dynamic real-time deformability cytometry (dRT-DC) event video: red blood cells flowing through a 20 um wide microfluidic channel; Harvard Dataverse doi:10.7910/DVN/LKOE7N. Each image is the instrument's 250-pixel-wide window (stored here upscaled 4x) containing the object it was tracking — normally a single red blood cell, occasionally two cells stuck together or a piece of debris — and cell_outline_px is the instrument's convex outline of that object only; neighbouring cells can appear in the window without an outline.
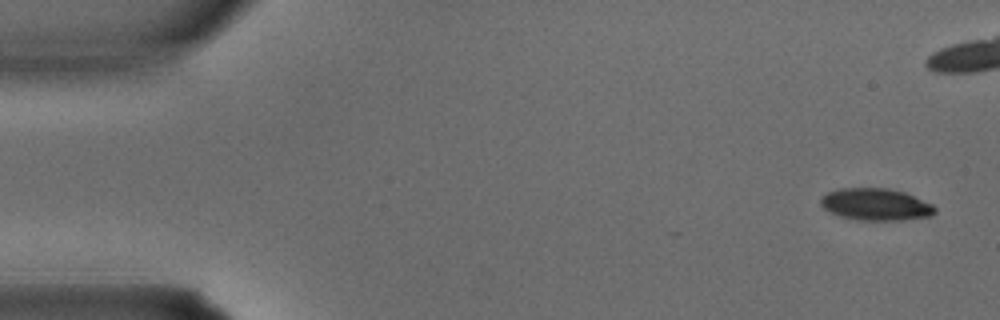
{"species": "common noctule bat (a hibernating species)", "species_latin": "Nyctalus noctula", "temperature_condition": "warm", "stored_images_in_passage": 3, "camera_frame_rate_fps": 3000, "um_per_image_px": 0.085, "animal": {"sex": "male", "body_mass_g": 15.6}, "frame": {"image": 1, "passage_image": 1, "time_ms": 0.0, "image_size_px": [1000, 320], "cell_outline_px": [[936, 212], [932, 216], [900, 220], [856, 220], [840, 216], [824, 208], [820, 204], [820, 200], [828, 192], [840, 188], [888, 188], [904, 192], [932, 204], [936, 208]], "centroid_in_image_um": [74.46, 17.38], "position_along_channel_um": 10.5, "area_um2": 21.21}}